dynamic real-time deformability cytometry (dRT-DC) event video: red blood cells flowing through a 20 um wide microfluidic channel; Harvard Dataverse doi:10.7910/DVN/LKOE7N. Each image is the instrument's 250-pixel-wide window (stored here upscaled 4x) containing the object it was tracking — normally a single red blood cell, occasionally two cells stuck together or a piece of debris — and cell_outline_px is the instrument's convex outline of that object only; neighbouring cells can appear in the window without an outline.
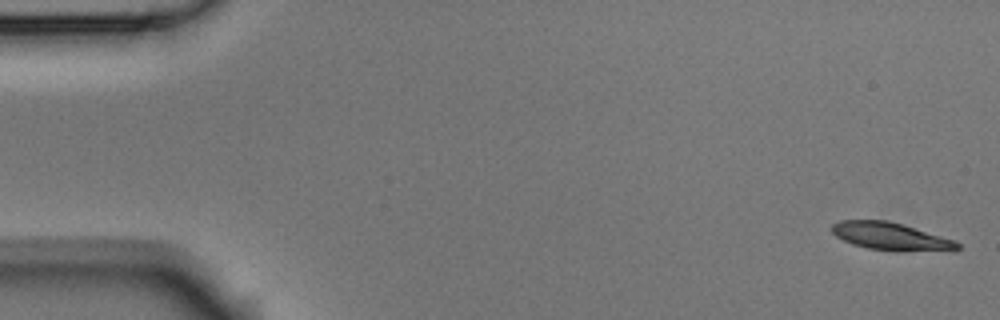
{"species": "Egyptian fruit bat (a non-hibernating species)", "species_latin": "Rousettus aegyptiacus", "temperature_condition": "room temperature", "stored_images_in_passage": 5, "camera_frame_rate_fps": 3000, "um_per_image_px": 0.085, "animal": {"sex": "male"}, "frame": {"image": 1, "passage_image": 1, "time_ms": 0.0, "image_size_px": [1000, 320], "cell_outline_px": [[960, 248], [904, 252], [892, 252], [868, 248], [852, 244], [836, 236], [832, 232], [832, 224], [840, 220], [888, 220], [956, 240], [960, 244]], "centroid_in_image_um": [75.68, 20.09], "position_along_channel_um": 9.3, "area_um2": 20.17}}
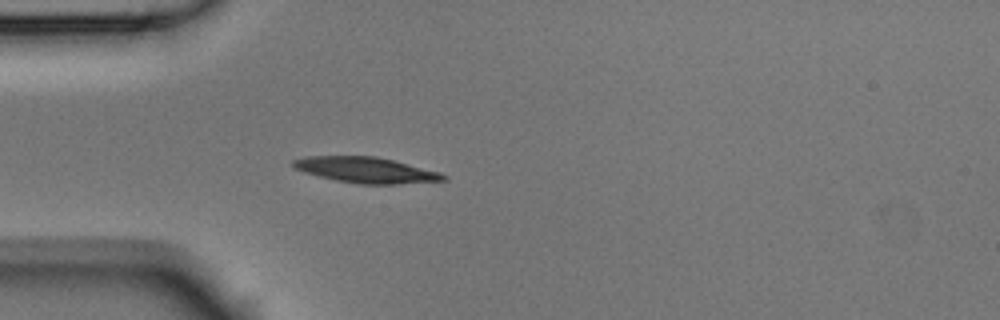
{"frame": {"image": 2, "passage_image": 5, "time_ms": 1.333, "image_size_px": [1000, 320], "cell_outline_px": [[448, 180], [396, 184], [360, 184], [336, 180], [304, 172], [292, 168], [292, 160], [308, 156], [376, 156], [440, 172], [448, 176]], "centroid_in_image_um": [31.1, 14.45], "position_along_channel_um": 53.9, "area_um2": 22.43}}